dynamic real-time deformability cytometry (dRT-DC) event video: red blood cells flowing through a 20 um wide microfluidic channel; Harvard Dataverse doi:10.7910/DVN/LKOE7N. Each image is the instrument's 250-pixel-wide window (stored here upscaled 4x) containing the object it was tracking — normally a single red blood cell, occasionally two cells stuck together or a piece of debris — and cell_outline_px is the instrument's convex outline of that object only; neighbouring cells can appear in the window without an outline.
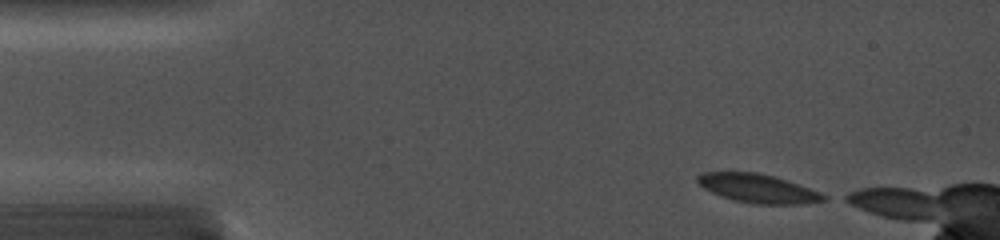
{"species": "common noctule bat (a hibernating species)", "species_latin": "Nyctalus noctula", "temperature_condition": "cold", "stored_images_in_passage": 52, "camera_frame_rate_fps": 5000, "um_per_image_px": 0.085, "animal": {"sex": "female", "body_mass_g": 19.0, "forearm_length_mm": 56.7}, "frame": {"image": 1, "passage_image": 1, "time_ms": 0.0, "image_size_px": [1000, 240], "cell_outline_px": [[828, 200], [804, 204], [752, 204], [732, 200], [720, 196], [704, 188], [696, 180], [696, 176], [700, 172], [756, 172], [772, 176], [820, 192], [828, 196]], "centroid_in_image_um": [64.4, 16.03], "position_along_channel_um": 20.6, "area_um2": 21.1}}
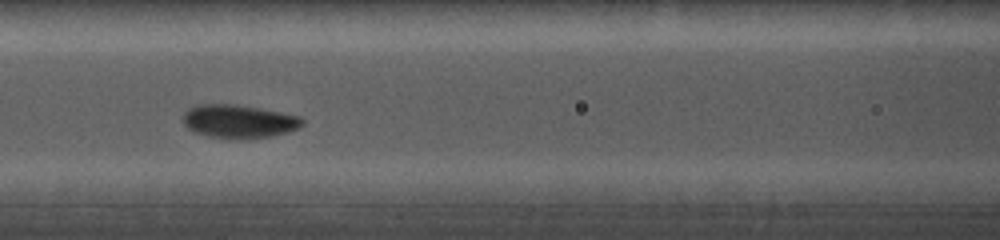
{"frame": {"image": 2, "passage_image": 19, "time_ms": 5.2, "image_size_px": [1000, 240], "cell_outline_px": [[304, 124], [300, 128], [288, 132], [272, 136], [236, 140], [208, 136], [196, 132], [188, 128], [184, 124], [184, 112], [188, 108], [196, 104], [236, 104], [260, 108], [300, 116], [304, 120]], "centroid_in_image_um": [20.32, 10.32], "position_along_channel_um": 146.3, "area_um2": 23.47}}
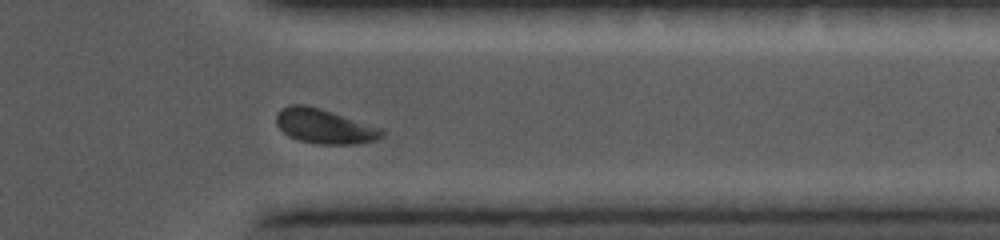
{"frame": {"image": 3, "passage_image": 42, "time_ms": 11.2, "image_size_px": [1000, 240], "cell_outline_px": [[384, 136], [376, 140], [360, 144], [316, 144], [300, 140], [288, 136], [276, 124], [276, 116], [280, 108], [288, 104], [304, 104], [320, 108], [384, 128]], "centroid_in_image_um": [27.6, 10.73], "position_along_channel_um": 383.8, "area_um2": 21.62}}